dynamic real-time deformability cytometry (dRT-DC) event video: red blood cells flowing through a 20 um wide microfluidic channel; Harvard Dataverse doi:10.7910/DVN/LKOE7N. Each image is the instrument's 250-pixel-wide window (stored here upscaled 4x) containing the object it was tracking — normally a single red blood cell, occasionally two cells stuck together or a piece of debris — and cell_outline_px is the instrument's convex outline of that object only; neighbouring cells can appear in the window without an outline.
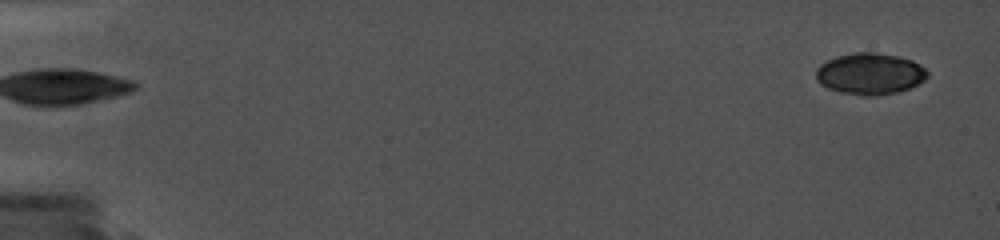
{"species": "common noctule bat (a hibernating species)", "species_latin": "Nyctalus noctula", "temperature_condition": "cold", "stored_images_in_passage": 8, "camera_frame_rate_fps": 5000, "um_per_image_px": 0.085, "animal": {"sex": "female", "body_mass_g": 19.0, "forearm_length_mm": 56.7}, "frame": {"image": 1, "passage_image": 1, "time_ms": 0.0, "image_size_px": [1000, 240], "cell_outline_px": [[928, 76], [924, 80], [908, 88], [896, 92], [876, 96], [860, 96], [828, 88], [820, 84], [816, 80], [816, 68], [820, 64], [836, 56], [856, 52], [872, 52], [900, 56], [912, 60], [920, 64], [928, 72]], "centroid_in_image_um": [73.94, 6.26], "position_along_channel_um": 11.1, "area_um2": 26.93}}
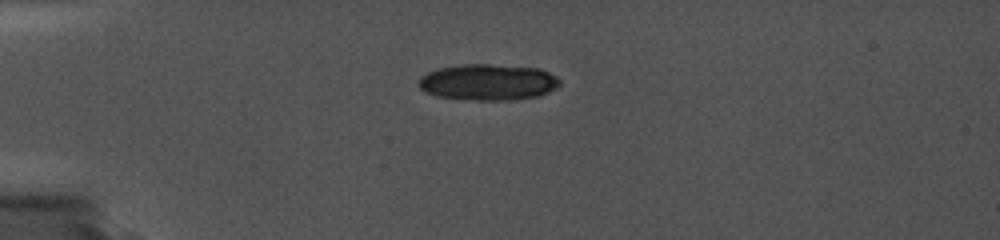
{"frame": {"image": 2, "passage_image": 7, "time_ms": 4.4, "image_size_px": [1000, 240], "cell_outline_px": [[560, 84], [556, 88], [540, 96], [508, 100], [476, 100], [436, 96], [424, 92], [420, 88], [420, 76], [428, 72], [440, 68], [464, 64], [488, 64], [540, 68], [556, 76], [560, 80]], "centroid_in_image_um": [41.51, 6.98], "position_along_channel_um": 43.5, "area_um2": 29.71}}